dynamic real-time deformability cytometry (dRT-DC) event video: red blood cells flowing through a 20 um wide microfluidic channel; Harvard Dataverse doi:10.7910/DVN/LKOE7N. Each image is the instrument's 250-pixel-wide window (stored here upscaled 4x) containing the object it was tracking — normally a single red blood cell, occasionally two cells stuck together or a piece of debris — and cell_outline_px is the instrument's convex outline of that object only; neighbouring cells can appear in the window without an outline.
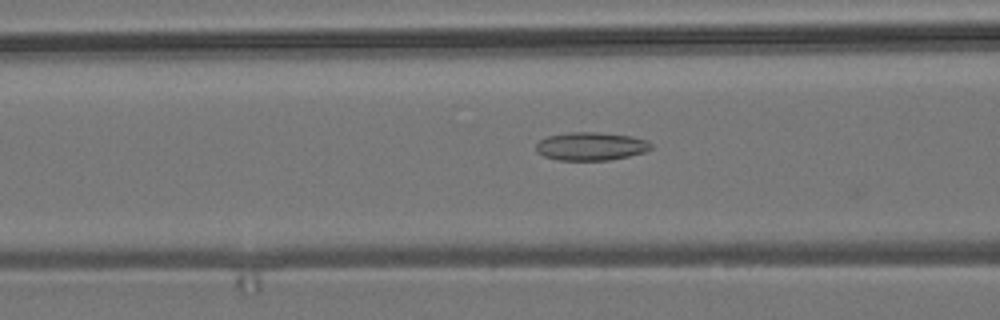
{"species": "common noctule bat (a hibernating species)", "species_latin": "Nyctalus noctula", "temperature_condition": "room temperature", "stored_images_in_passage": 34, "camera_frame_rate_fps": 3000, "um_per_image_px": 0.085, "animal": {"sex": "male", "body_mass_g": 19.2, "forearm_length_mm": 51.8}, "frame": {"image": 1, "passage_image": 7, "time_ms": 2.0, "image_size_px": [1000, 320], "cell_outline_px": [[652, 148], [644, 152], [628, 156], [608, 160], [556, 160], [544, 156], [536, 152], [536, 144], [540, 140], [548, 136], [568, 132], [596, 132], [632, 136], [648, 140], [652, 144]], "centroid_in_image_um": [50.22, 12.43], "position_along_channel_um": 116.4, "area_um2": 18.96}}
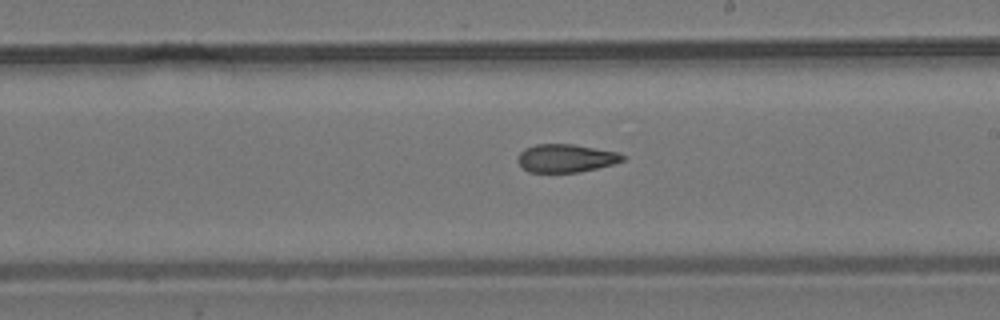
{"frame": {"image": 2, "passage_image": 17, "time_ms": 5.333, "image_size_px": [1000, 320], "cell_outline_px": [[628, 156], [624, 160], [612, 164], [580, 172], [528, 172], [516, 160], [520, 152], [524, 148], [536, 144], [572, 144], [616, 152]], "centroid_in_image_um": [48.08, 13.44], "position_along_channel_um": 240.9, "area_um2": 17.11}}
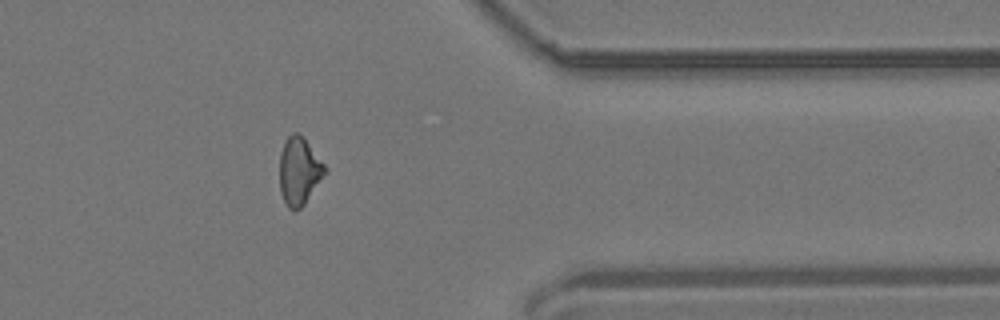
{"frame": {"image": 3, "passage_image": 30, "time_ms": 9.667, "image_size_px": [1000, 320], "cell_outline_px": [[328, 172], [304, 204], [300, 208], [292, 212], [288, 208], [280, 192], [280, 152], [288, 136], [292, 132], [300, 132], [304, 136], [328, 168]], "centroid_in_image_um": [25.46, 14.52], "position_along_channel_um": 385.9, "area_um2": 18.26}, "authors_computed_cell_mechanics": {"area_um2": 17.7446, "velocity_mm_per_s": 3.7265, "shape_relaxation_time_tau1_ms": 11.3988, "shape_relaxation_time_tau2_ms": 4.0749, "deformation_change_tau1": 0.2031, "deformation_change_tau2": 0.1238}}